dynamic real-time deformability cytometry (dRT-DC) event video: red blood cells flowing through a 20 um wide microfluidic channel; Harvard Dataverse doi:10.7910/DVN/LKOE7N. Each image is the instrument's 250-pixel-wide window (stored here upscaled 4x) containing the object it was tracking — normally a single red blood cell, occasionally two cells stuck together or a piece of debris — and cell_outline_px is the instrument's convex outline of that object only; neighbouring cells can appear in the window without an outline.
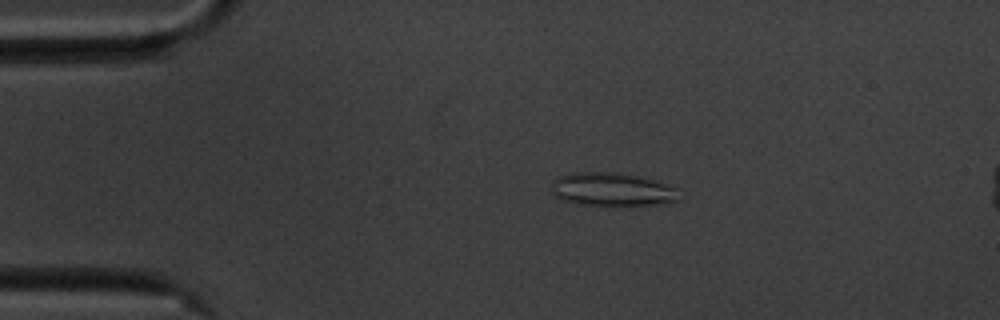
{"species": "common noctule bat (a hibernating species)", "species_latin": "Nyctalus noctula", "temperature_condition": "cold", "stored_images_in_passage": 47, "camera_frame_rate_fps": 3000, "um_per_image_px": 0.085, "animal": {"sex": "male", "body_mass_g": 20.1, "forearm_length_mm": 53.5}, "frame": {"image": 1, "passage_image": 1, "time_ms": 0.0, "image_size_px": [1000, 320], "cell_outline_px": [[680, 200], [660, 204], [580, 204], [560, 200], [552, 192], [552, 180], [556, 176], [576, 172], [604, 172], [636, 176], [652, 180], [680, 188]], "centroid_in_image_um": [52.02, 16.09], "position_along_channel_um": 33.0, "area_um2": 24.51}}
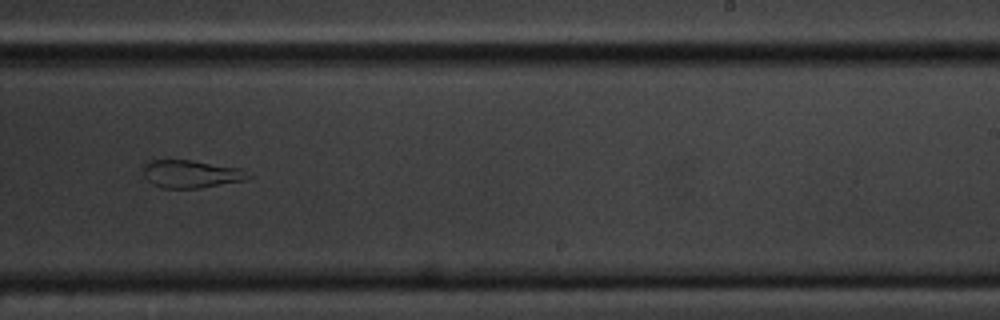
{"frame": {"image": 2, "passage_image": 25, "time_ms": 8.0, "image_size_px": [1000, 320], "cell_outline_px": [[252, 176], [248, 180], [200, 188], [160, 188], [152, 184], [144, 176], [144, 164], [148, 160], [192, 160], [240, 168]], "centroid_in_image_um": [16.25, 14.79], "position_along_channel_um": 272.8, "area_um2": 17.11}}
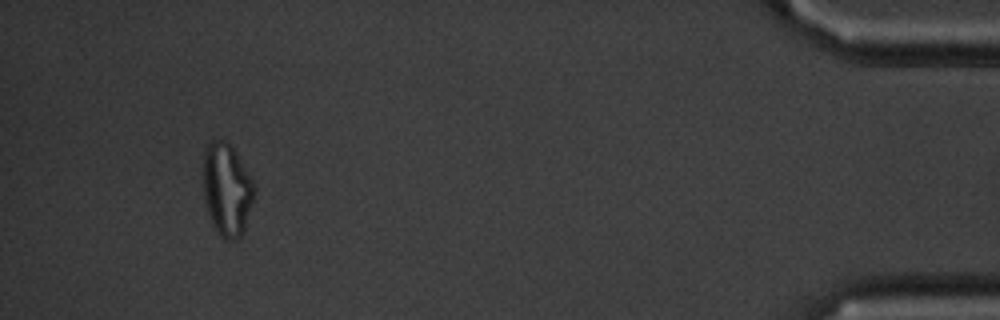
{"frame": {"image": 3, "passage_image": 43, "time_ms": 14.0, "image_size_px": [1000, 320], "cell_outline_px": [[256, 188], [244, 232], [236, 240], [224, 240], [216, 232], [212, 224], [208, 212], [204, 196], [204, 148], [212, 140], [224, 140], [232, 148], [252, 180]], "centroid_in_image_um": [19.28, 16.16], "position_along_channel_um": 415.9, "area_um2": 27.28}, "authors_computed_cell_mechanics": {"area_um2": 20.4612, "velocity_mm_per_s": 3.5163, "shape_relaxation_time_tau1_ms": null, "shape_relaxation_time_tau2_ms": 1.57, "deformation_change_tau1": null, "deformation_change_tau2": 0.0824}}